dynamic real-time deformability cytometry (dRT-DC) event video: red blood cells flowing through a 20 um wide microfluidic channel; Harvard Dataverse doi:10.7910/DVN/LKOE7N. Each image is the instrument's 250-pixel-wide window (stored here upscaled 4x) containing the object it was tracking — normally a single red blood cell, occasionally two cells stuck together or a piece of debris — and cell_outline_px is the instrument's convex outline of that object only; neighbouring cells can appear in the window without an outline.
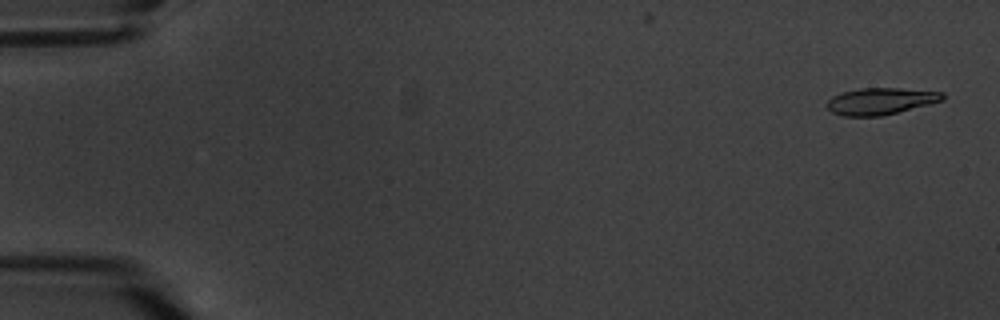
{"species": "common noctule bat (a hibernating species)", "species_latin": "Nyctalus noctula", "temperature_condition": "warm", "stored_images_in_passage": 5, "camera_frame_rate_fps": 3000, "um_per_image_px": 0.085, "animal": {"sex": "male", "body_mass_g": 20.1, "forearm_length_mm": 53.5}, "frame": {"image": 1, "passage_image": 1, "time_ms": 0.0, "image_size_px": [1000, 320], "cell_outline_px": [[944, 100], [880, 116], [844, 116], [832, 112], [828, 108], [828, 100], [832, 96], [840, 92], [860, 88], [900, 88], [944, 92]], "centroid_in_image_um": [74.84, 8.58], "position_along_channel_um": 10.2, "area_um2": 17.86}}